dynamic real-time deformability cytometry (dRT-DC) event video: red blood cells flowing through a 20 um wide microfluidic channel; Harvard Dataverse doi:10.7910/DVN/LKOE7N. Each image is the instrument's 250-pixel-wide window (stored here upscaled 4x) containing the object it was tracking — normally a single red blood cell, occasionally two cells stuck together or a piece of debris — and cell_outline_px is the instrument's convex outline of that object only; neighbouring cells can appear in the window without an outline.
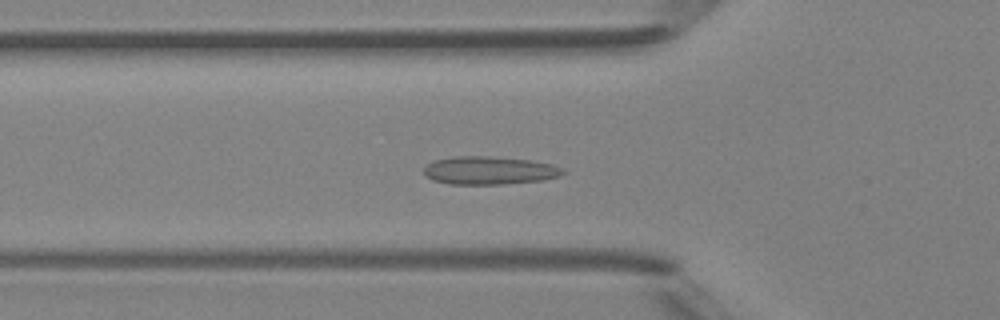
{"species": "Egyptian fruit bat (a non-hibernating species)", "species_latin": "Rousettus aegyptiacus", "temperature_condition": "room temperature", "stored_images_in_passage": 48, "camera_frame_rate_fps": 3000, "um_per_image_px": 0.085, "animal": {"sex": "female"}, "frame": {"image": 1, "passage_image": 16, "time_ms": 5.0, "image_size_px": [1000, 320], "cell_outline_px": [[568, 172], [560, 176], [544, 180], [500, 184], [448, 184], [432, 180], [424, 176], [424, 168], [432, 160], [456, 156], [488, 156], [532, 160], [552, 164], [564, 168]], "centroid_in_image_um": [41.61, 14.48], "position_along_channel_um": 84.2, "area_um2": 23.06}}
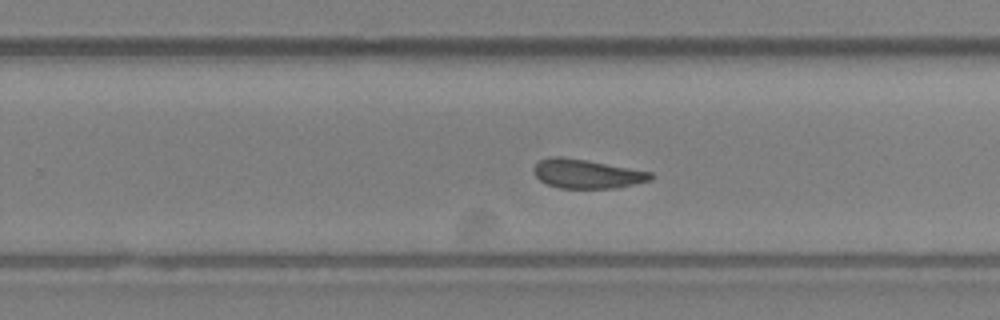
{"frame": {"image": 2, "passage_image": 30, "time_ms": 9.667, "image_size_px": [1000, 320], "cell_outline_px": [[656, 176], [652, 180], [616, 188], [560, 188], [548, 184], [540, 180], [532, 172], [532, 168], [540, 160], [548, 156], [560, 156], [584, 160], [652, 172]], "centroid_in_image_um": [49.87, 14.78], "position_along_channel_um": 279.9, "area_um2": 19.77}}
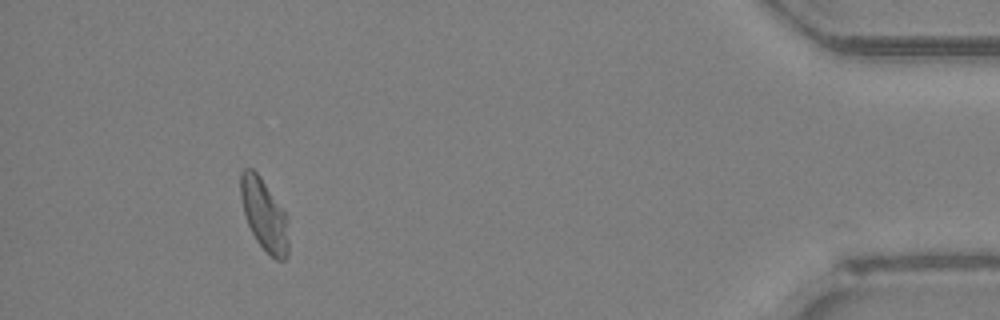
{"frame": {"image": 3, "passage_image": 44, "time_ms": 14.333, "image_size_px": [1000, 320], "cell_outline_px": [[288, 256], [284, 260], [276, 260], [256, 240], [244, 216], [240, 196], [240, 172], [244, 168], [252, 168], [260, 176], [288, 216]], "centroid_in_image_um": [22.45, 18.23], "position_along_channel_um": 412.7, "area_um2": 20.11}, "authors_computed_cell_mechanics": {"area_um2": 20.8369, "velocity_mm_per_s": 4.2031, "shape_relaxation_time_tau1_ms": null, "shape_relaxation_time_tau2_ms": 3.4292, "deformation_change_tau1": null, "deformation_change_tau2": 0.0719}}